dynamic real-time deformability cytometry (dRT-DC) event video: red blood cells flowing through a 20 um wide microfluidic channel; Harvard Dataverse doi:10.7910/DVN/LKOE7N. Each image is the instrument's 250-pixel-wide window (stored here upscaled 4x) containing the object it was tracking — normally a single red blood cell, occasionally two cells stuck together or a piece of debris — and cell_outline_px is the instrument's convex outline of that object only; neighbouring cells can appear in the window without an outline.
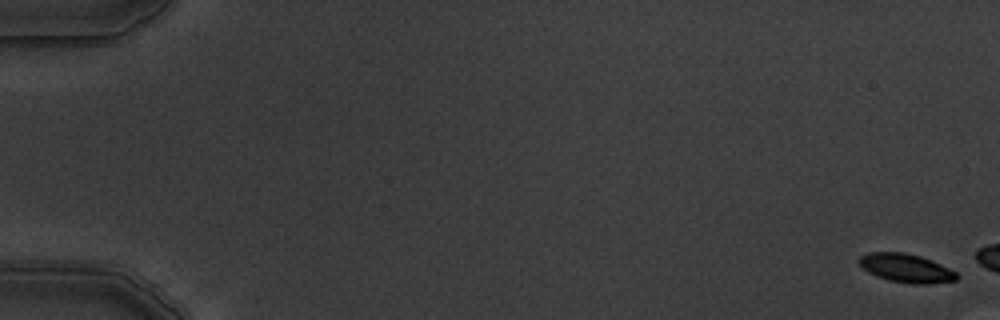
{"species": "common noctule bat (a hibernating species)", "species_latin": "Nyctalus noctula", "temperature_condition": "warm", "stored_images_in_passage": 4, "camera_frame_rate_fps": 3000, "um_per_image_px": 0.085, "animal": {"sex": "male", "body_mass_g": 19.5, "forearm_length_mm": 54.6}, "frame": {"image": 1, "passage_image": 1, "time_ms": 0.0, "image_size_px": [1000, 320], "cell_outline_px": [[956, 280], [928, 284], [912, 284], [888, 280], [876, 276], [868, 272], [856, 260], [860, 256], [868, 252], [904, 252], [920, 256], [932, 260], [956, 272]], "centroid_in_image_um": [76.98, 22.78], "position_along_channel_um": 8.0, "area_um2": 16.24}}